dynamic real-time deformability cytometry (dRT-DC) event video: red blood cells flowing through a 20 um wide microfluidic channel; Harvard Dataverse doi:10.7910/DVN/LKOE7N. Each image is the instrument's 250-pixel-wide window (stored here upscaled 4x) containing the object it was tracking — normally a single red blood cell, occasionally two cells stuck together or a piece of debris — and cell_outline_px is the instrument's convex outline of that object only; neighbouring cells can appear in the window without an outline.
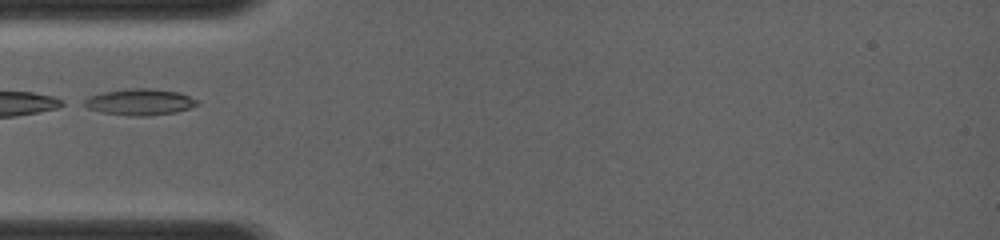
{"species": "common noctule bat (a hibernating species)", "species_latin": "Nyctalus noctula", "temperature_condition": "room temperature", "stored_images_in_passage": 15, "camera_frame_rate_fps": 4000, "um_per_image_px": 0.085, "animal": {"sex": "female", "body_mass_g": 19.0, "forearm_length_mm": 56.7}, "frame": {"image": 1, "passage_image": 1, "time_ms": 0.0, "image_size_px": [1000, 240], "cell_outline_px": [[200, 104], [176, 112], [148, 116], [132, 116], [100, 112], [88, 108], [80, 104], [80, 100], [88, 96], [104, 92], [124, 88], [152, 88], [180, 92], [200, 100]], "centroid_in_image_um": [11.85, 8.66], "position_along_channel_um": 73.1, "area_um2": 17.8}}
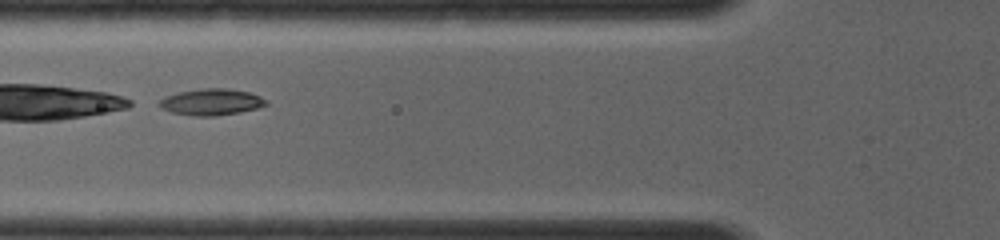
{"frame": {"image": 2, "passage_image": 5, "time_ms": 0.75, "image_size_px": [1000, 240], "cell_outline_px": [[268, 104], [256, 108], [240, 112], [216, 116], [196, 116], [172, 112], [160, 108], [160, 100], [164, 96], [180, 92], [200, 88], [228, 88], [248, 92], [260, 96], [268, 100]], "centroid_in_image_um": [17.98, 8.66], "position_along_channel_um": 107.8, "area_um2": 16.42}}